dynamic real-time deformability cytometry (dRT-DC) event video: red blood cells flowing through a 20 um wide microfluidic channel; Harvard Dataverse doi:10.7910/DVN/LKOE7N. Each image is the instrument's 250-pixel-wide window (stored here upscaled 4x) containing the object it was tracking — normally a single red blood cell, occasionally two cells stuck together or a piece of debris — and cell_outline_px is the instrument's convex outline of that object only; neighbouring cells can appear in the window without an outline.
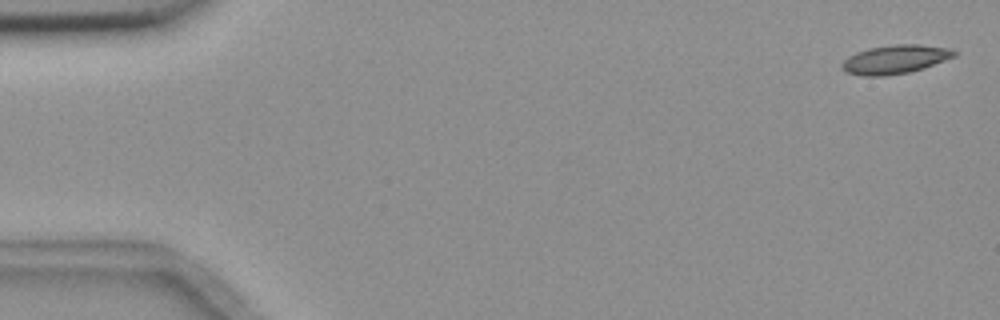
{"species": "common noctule bat (a hibernating species)", "species_latin": "Nyctalus noctula", "temperature_condition": "room temperature", "stored_images_in_passage": 4, "camera_frame_rate_fps": 3000, "um_per_image_px": 0.085, "animal": {"sex": "female", "body_mass_g": 18.4}, "frame": {"image": 1, "passage_image": 1, "time_ms": 0.0, "image_size_px": [1000, 320], "cell_outline_px": [[956, 56], [924, 68], [908, 72], [884, 76], [864, 76], [844, 72], [840, 68], [840, 64], [848, 56], [856, 52], [868, 48], [896, 44], [916, 44], [952, 48], [956, 52]], "centroid_in_image_um": [76.06, 5.05], "position_along_channel_um": 8.9, "area_um2": 18.96}}